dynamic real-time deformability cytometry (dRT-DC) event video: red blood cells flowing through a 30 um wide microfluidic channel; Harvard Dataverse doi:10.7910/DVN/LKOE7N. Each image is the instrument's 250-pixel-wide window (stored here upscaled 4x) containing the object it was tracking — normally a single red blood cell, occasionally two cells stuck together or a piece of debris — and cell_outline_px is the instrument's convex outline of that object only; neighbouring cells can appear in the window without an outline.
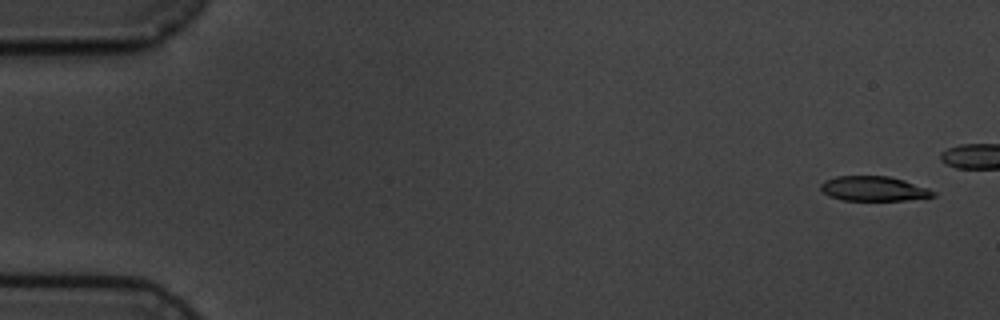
{"species": "common noctule bat (a hibernating species)", "species_latin": "Nyctalus noctula", "temperature_condition": "cold", "stored_images_in_passage": 7, "camera_frame_rate_fps": 3000, "um_per_image_px": 0.085, "animal": {"sex": "male", "body_mass_g": 19.5, "forearm_length_mm": 54.6}, "frame": {"image": 1, "passage_image": 1, "time_ms": 0.0, "image_size_px": [1000, 320], "cell_outline_px": [[936, 196], [904, 200], [844, 200], [828, 196], [820, 188], [820, 184], [824, 180], [836, 176], [888, 176], [904, 180], [928, 188], [936, 192]], "centroid_in_image_um": [74.25, 16.03], "position_along_channel_um": 10.7, "area_um2": 16.18}}
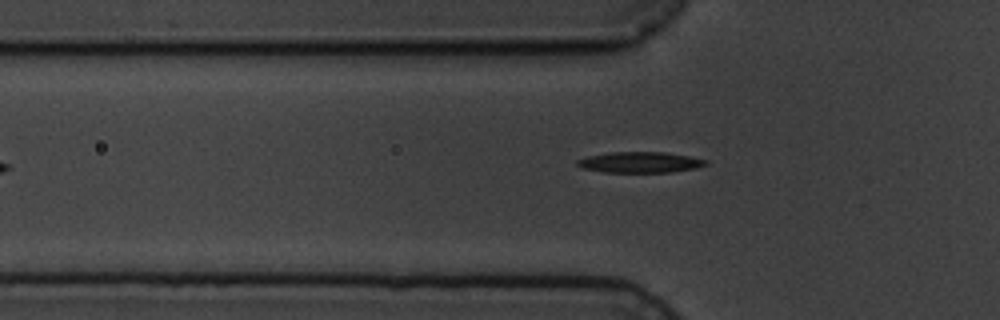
{"frame": {"image": 2, "passage_image": 7, "time_ms": 7.0, "image_size_px": [1000, 320], "cell_outline_px": [[708, 164], [696, 168], [672, 172], [604, 172], [580, 168], [576, 164], [576, 160], [588, 156], [608, 152], [664, 152], [688, 156], [708, 160]], "centroid_in_image_um": [54.38, 13.79], "position_along_channel_um": 71.4, "area_um2": 15.66}}